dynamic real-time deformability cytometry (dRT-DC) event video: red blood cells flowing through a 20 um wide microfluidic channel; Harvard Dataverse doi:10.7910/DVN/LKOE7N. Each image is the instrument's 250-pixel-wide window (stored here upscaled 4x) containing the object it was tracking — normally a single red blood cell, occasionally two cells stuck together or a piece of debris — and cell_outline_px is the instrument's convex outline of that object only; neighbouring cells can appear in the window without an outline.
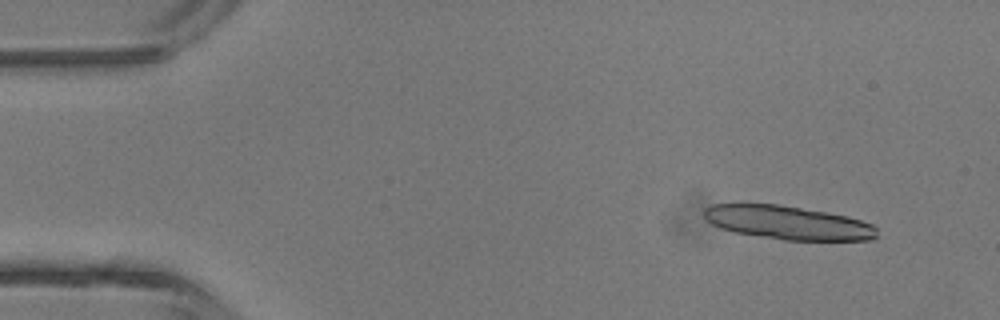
{"species": "common noctule bat (a hibernating species)", "species_latin": "Nyctalus noctula", "temperature_condition": "room temperature", "stored_images_in_passage": 5, "camera_frame_rate_fps": 3000, "um_per_image_px": 0.085, "animal": {"sex": "male", "body_mass_g": 13.3}, "frame": {"image": 1, "passage_image": 1, "time_ms": 0.0, "image_size_px": [1000, 320], "cell_outline_px": [[880, 236], [872, 240], [784, 240], [736, 232], [720, 228], [712, 224], [704, 216], [704, 208], [712, 204], [740, 200], [744, 200], [780, 204], [828, 212], [848, 216], [872, 224], [876, 228]], "centroid_in_image_um": [66.91, 18.87], "position_along_channel_um": 18.1, "area_um2": 35.03}}
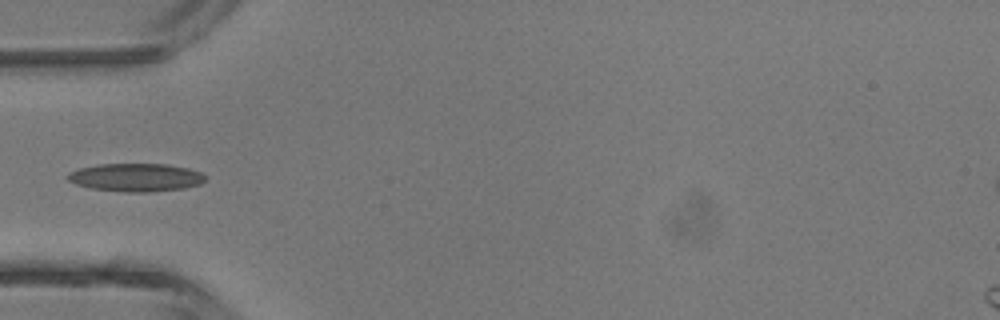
{"frame": {"image": 2, "passage_image": 4, "time_ms": 3.667, "image_size_px": [1000, 320], "cell_outline_px": [[208, 176], [200, 184], [184, 188], [148, 192], [124, 192], [92, 188], [76, 184], [68, 180], [64, 176], [68, 172], [80, 168], [100, 164], [164, 164], [188, 168], [200, 172]], "centroid_in_image_um": [11.54, 15.08], "position_along_channel_um": 73.5, "area_um2": 22.54}}
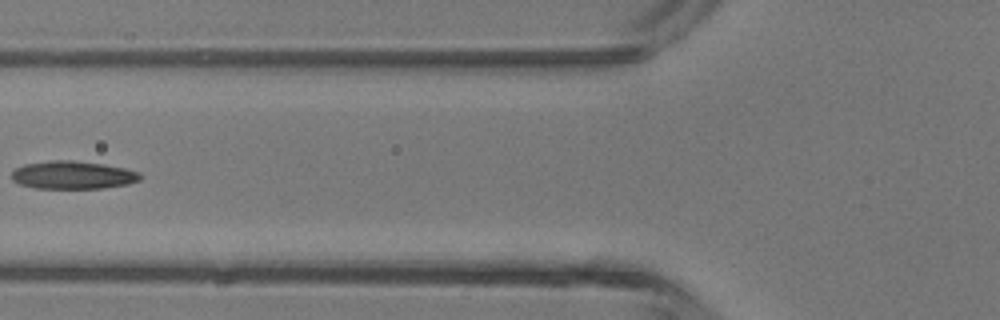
{"frame": {"image": 3, "passage_image": 5, "time_ms": 4.667, "image_size_px": [1000, 320], "cell_outline_px": [[140, 180], [128, 184], [104, 188], [36, 188], [20, 184], [12, 180], [12, 172], [16, 168], [24, 164], [52, 160], [72, 160], [104, 164], [124, 168], [140, 172]], "centroid_in_image_um": [6.19, 14.87], "position_along_channel_um": 119.6, "area_um2": 20.92}}